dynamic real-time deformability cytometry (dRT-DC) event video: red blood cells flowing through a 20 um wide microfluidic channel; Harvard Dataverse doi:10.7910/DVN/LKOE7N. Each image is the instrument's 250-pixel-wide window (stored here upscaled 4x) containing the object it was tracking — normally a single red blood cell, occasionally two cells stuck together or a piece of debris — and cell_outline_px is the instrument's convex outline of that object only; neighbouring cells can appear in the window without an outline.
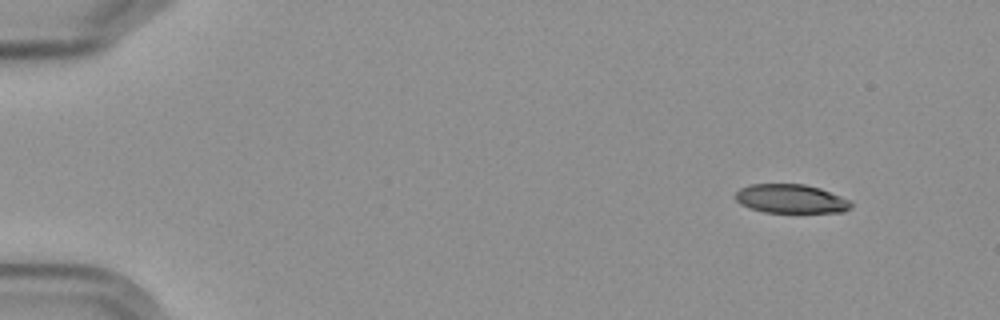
{"species": "Egyptian fruit bat (a non-hibernating species)", "species_latin": "Rousettus aegyptiacus", "temperature_condition": "cold", "stored_images_in_passage": 7, "camera_frame_rate_fps": 3000, "um_per_image_px": 0.085, "frame": {"image": 1, "passage_image": 1, "time_ms": 0.0, "image_size_px": [1000, 320], "cell_outline_px": [[852, 208], [844, 212], [764, 212], [740, 204], [732, 196], [740, 188], [748, 184], [804, 184], [820, 188], [840, 196], [848, 200], [852, 204]], "centroid_in_image_um": [67.2, 16.89], "position_along_channel_um": 17.8, "area_um2": 19.48}}
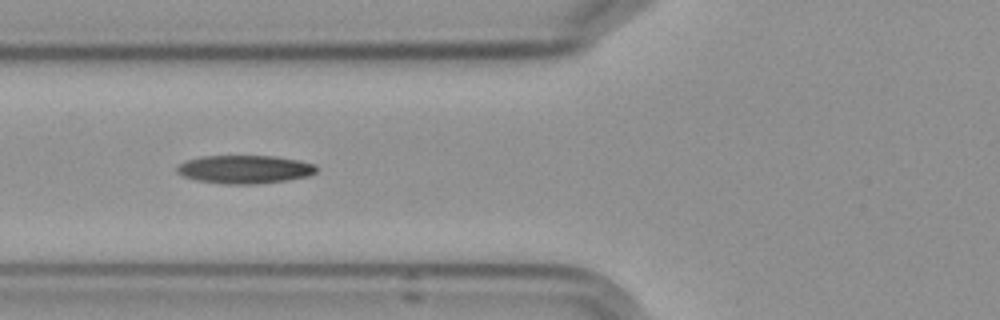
{"frame": {"image": 2, "passage_image": 6, "time_ms": 5.667, "image_size_px": [1000, 320], "cell_outline_px": [[316, 172], [308, 176], [284, 180], [256, 184], [224, 184], [196, 180], [184, 176], [176, 172], [176, 168], [180, 164], [188, 160], [200, 156], [272, 156], [300, 160], [316, 164]], "centroid_in_image_um": [20.8, 14.39], "position_along_channel_um": 105.0, "area_um2": 22.89}}
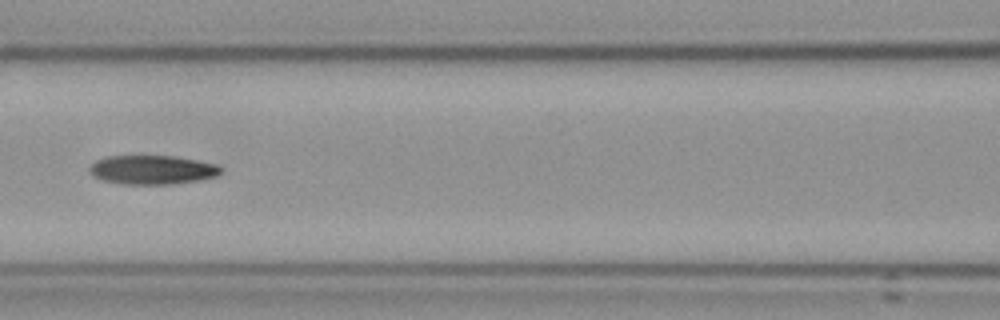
{"frame": {"image": 3, "passage_image": 7, "time_ms": 7.0, "image_size_px": [1000, 320], "cell_outline_px": [[224, 168], [216, 176], [196, 180], [172, 184], [124, 184], [104, 180], [92, 176], [88, 172], [88, 168], [96, 160], [104, 156], [176, 156], [220, 164]], "centroid_in_image_um": [12.95, 14.42], "position_along_channel_um": 153.7, "area_um2": 22.37}}